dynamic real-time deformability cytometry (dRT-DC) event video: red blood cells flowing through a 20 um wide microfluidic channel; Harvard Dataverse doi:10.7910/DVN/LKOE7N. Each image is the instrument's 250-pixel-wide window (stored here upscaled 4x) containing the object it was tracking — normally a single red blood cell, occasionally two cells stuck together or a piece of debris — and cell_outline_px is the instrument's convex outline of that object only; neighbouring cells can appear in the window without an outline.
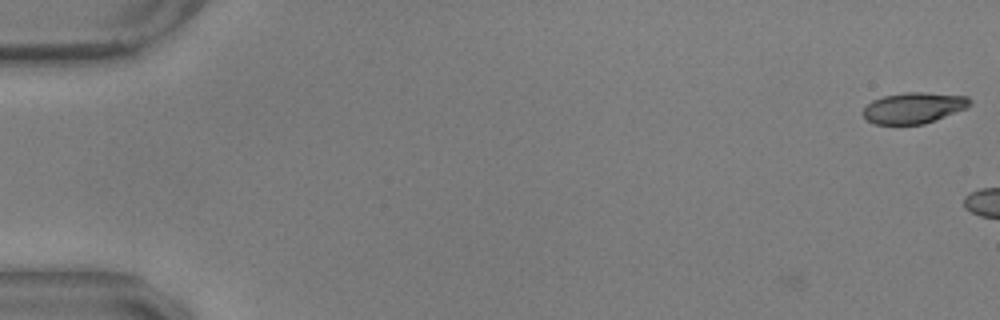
{"species": "common noctule bat (a hibernating species)", "species_latin": "Nyctalus noctula", "temperature_condition": "warm", "stored_images_in_passage": 6, "camera_frame_rate_fps": 3000, "um_per_image_px": 0.085, "animal": {"sex": "male", "body_mass_g": 17.9, "forearm_length_mm": 54.2}, "frame": {"image": 1, "passage_image": 6, "time_ms": 1.667, "image_size_px": [1000, 320], "cell_outline_px": [[972, 104], [968, 108], [924, 124], [876, 124], [868, 120], [860, 112], [872, 100], [884, 96], [904, 92], [924, 92], [968, 96], [972, 100]], "centroid_in_image_um": [77.7, 9.16], "position_along_channel_um": 7.3, "area_um2": 19.42}}